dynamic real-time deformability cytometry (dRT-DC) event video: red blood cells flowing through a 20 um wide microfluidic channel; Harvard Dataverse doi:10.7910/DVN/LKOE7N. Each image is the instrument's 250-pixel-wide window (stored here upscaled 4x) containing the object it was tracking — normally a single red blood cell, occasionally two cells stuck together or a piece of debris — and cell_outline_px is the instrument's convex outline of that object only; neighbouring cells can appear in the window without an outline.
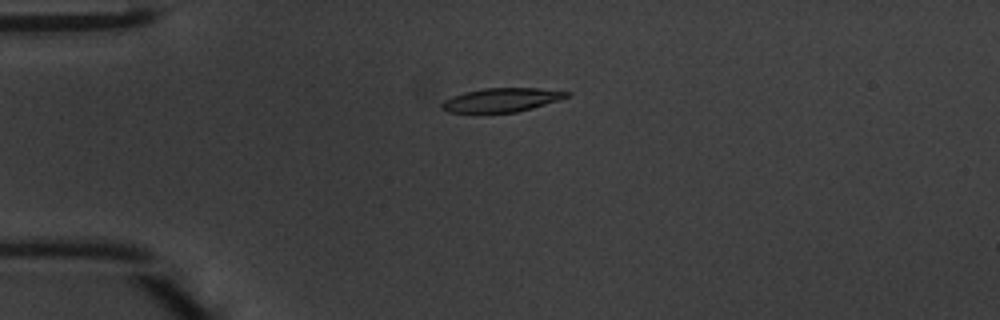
{"species": "common noctule bat (a hibernating species)", "species_latin": "Nyctalus noctula", "temperature_condition": "warm", "stored_images_in_passage": 38, "camera_frame_rate_fps": 3000, "um_per_image_px": 0.085, "animal": {"sex": "male", "body_mass_g": 20.1, "forearm_length_mm": 53.5}, "frame": {"image": 1, "passage_image": 2, "time_ms": 0.333, "image_size_px": [1000, 320], "cell_outline_px": [[572, 92], [568, 96], [560, 100], [532, 108], [516, 112], [448, 112], [440, 108], [440, 104], [444, 100], [452, 96], [464, 92], [484, 88], [536, 88]], "centroid_in_image_um": [42.62, 8.49], "position_along_channel_um": 42.4, "area_um2": 17.28}}
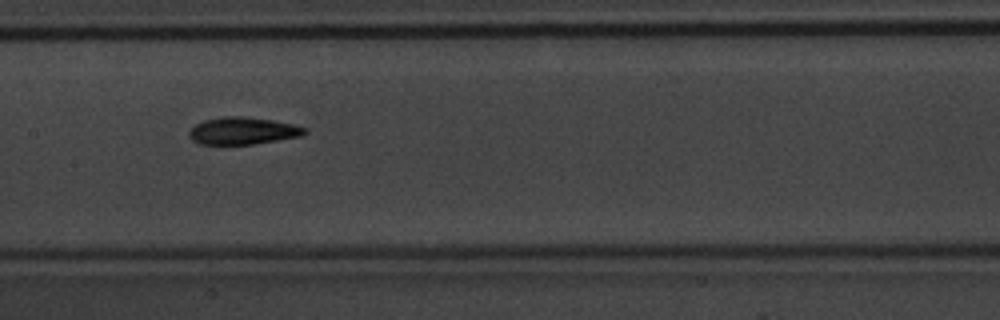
{"frame": {"image": 2, "passage_image": 14, "time_ms": 4.333, "image_size_px": [1000, 320], "cell_outline_px": [[308, 132], [304, 136], [252, 144], [200, 144], [192, 140], [188, 136], [188, 132], [196, 124], [204, 120], [224, 116], [244, 116], [272, 120], [296, 124], [308, 128]], "centroid_in_image_um": [20.7, 11.11], "position_along_channel_um": 186.7, "area_um2": 18.55}}
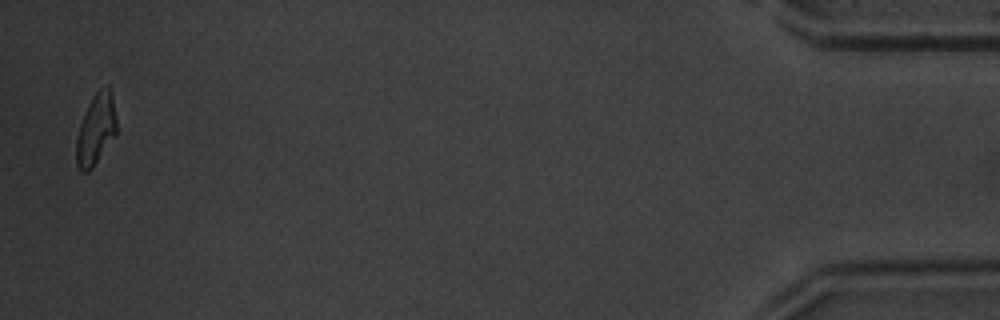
{"frame": {"image": 3, "passage_image": 37, "time_ms": 12.0, "image_size_px": [1000, 320], "cell_outline_px": [[116, 136], [92, 168], [88, 172], [80, 172], [76, 164], [76, 136], [80, 124], [88, 104], [92, 96], [100, 88], [108, 84], [112, 92], [116, 120]], "centroid_in_image_um": [8.15, 11.0], "position_along_channel_um": 427.0, "area_um2": 16.94}, "authors_computed_cell_mechanics": {"area_um2": 17.918, "velocity_mm_per_s": 4.2542, "shape_relaxation_time_tau1_ms": 2.8219, "shape_relaxation_time_tau2_ms": 3.5901, "deformation_change_tau1": 0.1499, "deformation_change_tau2": 0.1049}}